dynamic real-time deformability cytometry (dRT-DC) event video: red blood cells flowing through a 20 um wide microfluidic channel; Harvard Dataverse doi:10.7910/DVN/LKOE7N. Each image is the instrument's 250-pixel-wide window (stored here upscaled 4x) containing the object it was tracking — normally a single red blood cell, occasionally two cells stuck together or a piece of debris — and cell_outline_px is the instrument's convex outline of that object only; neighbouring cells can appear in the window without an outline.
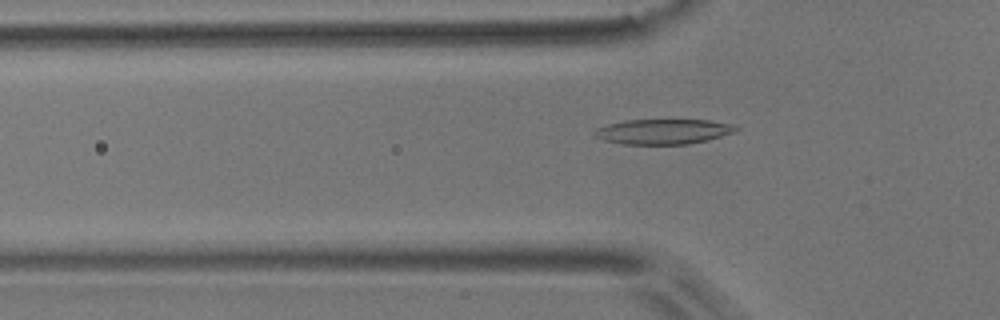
{"species": "common noctule bat (a hibernating species)", "species_latin": "Nyctalus noctula", "temperature_condition": "room temperature", "stored_images_in_passage": 41, "camera_frame_rate_fps": 3000, "um_per_image_px": 0.085, "animal": {"sex": "male", "body_mass_g": 17.9}, "frame": {"image": 1, "passage_image": 4, "time_ms": 1.0, "image_size_px": [1000, 320], "cell_outline_px": [[740, 128], [736, 132], [708, 140], [688, 144], [624, 144], [604, 140], [596, 136], [592, 132], [596, 128], [608, 124], [628, 120], [708, 120], [736, 124]], "centroid_in_image_um": [56.44, 11.18], "position_along_channel_um": 69.4, "area_um2": 20.75}}
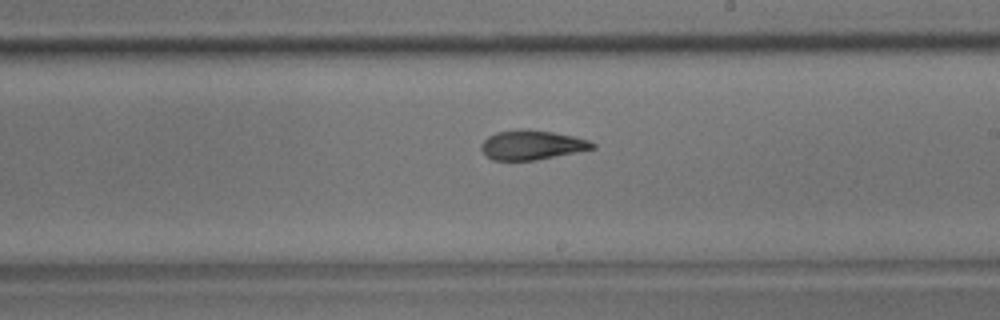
{"frame": {"image": 2, "passage_image": 18, "time_ms": 5.667, "image_size_px": [1000, 320], "cell_outline_px": [[596, 148], [536, 160], [492, 160], [480, 148], [480, 144], [488, 136], [496, 132], [520, 128], [524, 128], [552, 132], [572, 136], [588, 140], [596, 144]], "centroid_in_image_um": [45.19, 12.31], "position_along_channel_um": 243.8, "area_um2": 19.07}}
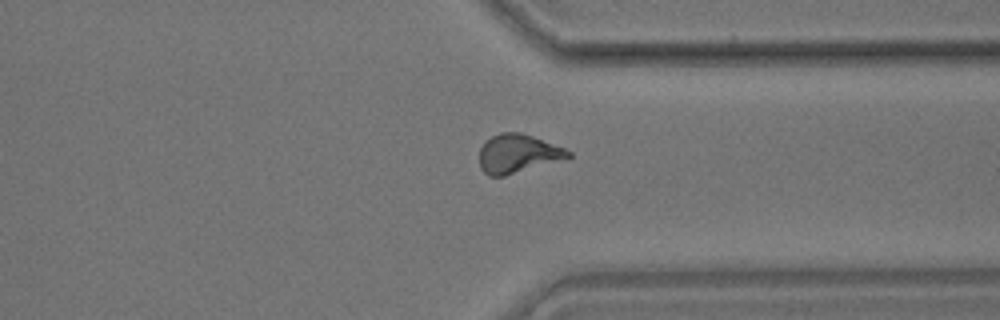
{"frame": {"image": 3, "passage_image": 28, "time_ms": 9.0, "image_size_px": [1000, 320], "cell_outline_px": [[572, 156], [568, 160], [504, 176], [488, 176], [480, 168], [480, 148], [484, 140], [500, 132], [520, 132], [532, 136], [564, 148], [572, 152]], "centroid_in_image_um": [44.05, 13.08], "position_along_channel_um": 367.4, "area_um2": 20.46}, "authors_computed_cell_mechanics": {"area_um2": 19.652, "velocity_mm_per_s": 3.7234, "shape_relaxation_time_tau1_ms": 4.9769, "shape_relaxation_time_tau2_ms": 2.2709, "deformation_change_tau1": 0.1679, "deformation_change_tau2": 0.0983}}